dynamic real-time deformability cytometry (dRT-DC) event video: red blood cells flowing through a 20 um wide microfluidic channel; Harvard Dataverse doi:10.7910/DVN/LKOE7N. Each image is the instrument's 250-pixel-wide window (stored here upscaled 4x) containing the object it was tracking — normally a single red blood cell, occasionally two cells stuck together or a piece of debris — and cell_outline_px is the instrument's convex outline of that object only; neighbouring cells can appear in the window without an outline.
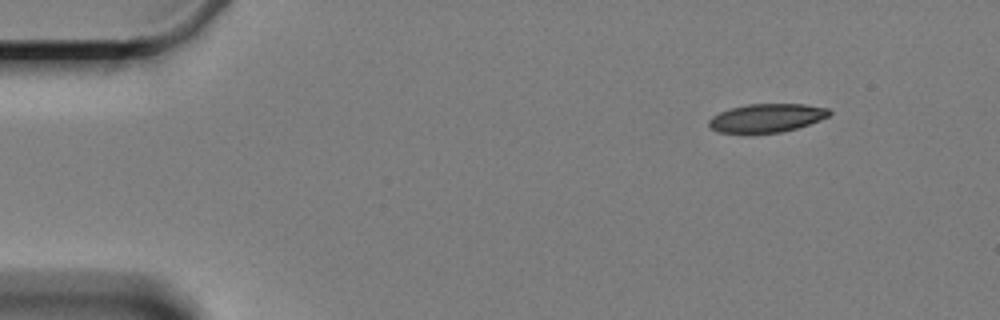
{"species": "Egyptian fruit bat (a non-hibernating species)", "species_latin": "Rousettus aegyptiacus", "temperature_condition": "cold", "stored_images_in_passage": 2, "segment_of_instrument_passage": [2, 2], "camera_frame_rate_fps": 3000, "um_per_image_px": 0.085, "animal": {"sex": "female"}, "frame": {"image": 1, "passage_image": 2, "time_ms": 3.333, "image_size_px": [1000, 320], "cell_outline_px": [[832, 112], [828, 116], [820, 120], [796, 128], [780, 132], [748, 136], [716, 132], [708, 128], [708, 120], [712, 116], [728, 108], [748, 104], [804, 104], [828, 108]], "centroid_in_image_um": [65.06, 10.07], "position_along_channel_um": 19.9, "area_um2": 20.81}}